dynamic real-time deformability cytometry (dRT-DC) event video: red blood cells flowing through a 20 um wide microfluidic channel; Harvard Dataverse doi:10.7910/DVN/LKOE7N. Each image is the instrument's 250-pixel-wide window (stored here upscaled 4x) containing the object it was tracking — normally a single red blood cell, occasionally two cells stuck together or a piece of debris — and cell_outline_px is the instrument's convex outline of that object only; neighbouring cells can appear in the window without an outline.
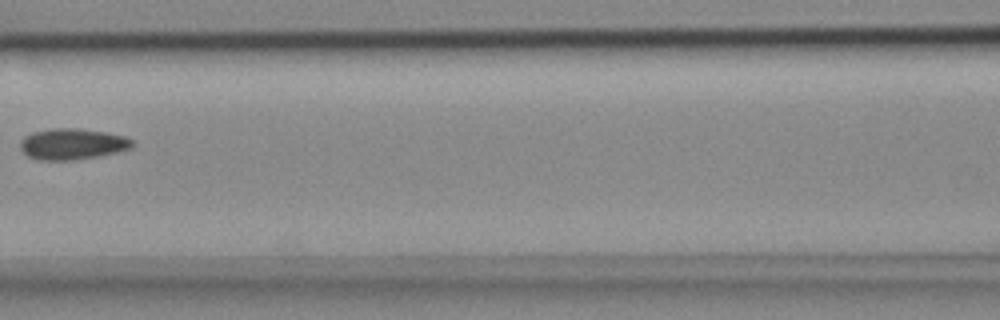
{"species": "common noctule bat (a hibernating species)", "species_latin": "Nyctalus noctula", "temperature_condition": "cold", "stored_images_in_passage": 7, "camera_frame_rate_fps": 3000, "um_per_image_px": 0.085, "animal": {"sex": "female", "body_mass_g": 18.4}, "frame": {"image": 1, "passage_image": 7, "time_ms": 2.0, "image_size_px": [1000, 320], "cell_outline_px": [[132, 148], [116, 152], [96, 156], [72, 160], [40, 160], [28, 156], [20, 148], [20, 140], [24, 136], [32, 132], [52, 128], [80, 128], [104, 132], [124, 136], [132, 140]], "centroid_in_image_um": [6.11, 12.23], "position_along_channel_um": 160.5, "area_um2": 20.17}}